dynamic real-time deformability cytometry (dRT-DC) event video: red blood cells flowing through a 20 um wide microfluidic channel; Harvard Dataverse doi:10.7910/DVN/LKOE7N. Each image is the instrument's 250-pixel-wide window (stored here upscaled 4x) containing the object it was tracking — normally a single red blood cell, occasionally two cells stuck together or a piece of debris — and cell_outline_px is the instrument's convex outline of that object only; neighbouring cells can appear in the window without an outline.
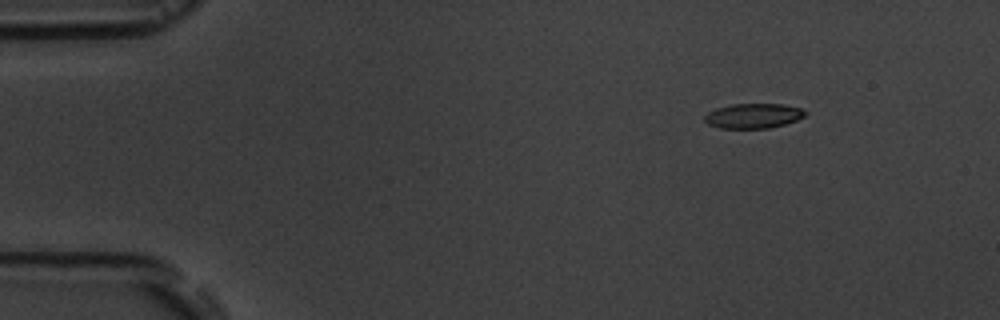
{"species": "common noctule bat (a hibernating species)", "species_latin": "Nyctalus noctula", "temperature_condition": "room temperature", "stored_images_in_passage": 14, "camera_frame_rate_fps": 3000, "um_per_image_px": 0.085, "animal": {"sex": "male", "body_mass_g": 19.5, "forearm_length_mm": 54.6}, "frame": {"image": 1, "passage_image": 3, "time_ms": 2.0, "image_size_px": [1000, 320], "cell_outline_px": [[808, 112], [804, 116], [796, 120], [784, 124], [768, 128], [720, 128], [708, 124], [704, 120], [704, 116], [708, 112], [716, 108], [732, 104], [784, 104], [804, 108]], "centroid_in_image_um": [64.05, 9.83], "position_along_channel_um": 20.9, "area_um2": 14.62}}
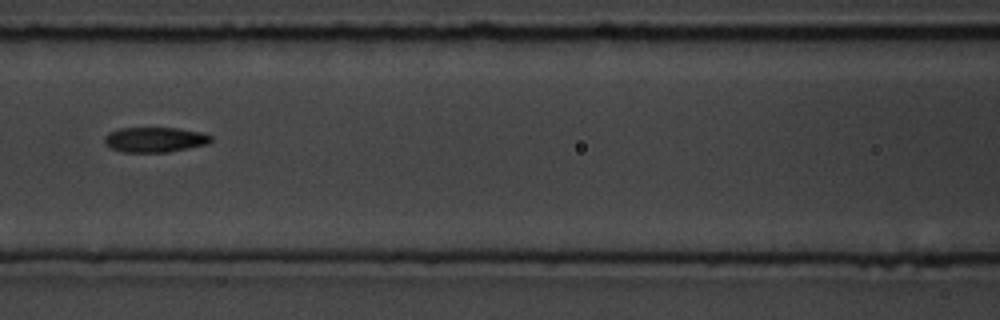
{"frame": {"image": 2, "passage_image": 8, "time_ms": 8.0, "image_size_px": [1000, 320], "cell_outline_px": [[212, 140], [208, 144], [168, 152], [124, 152], [112, 148], [104, 144], [104, 136], [108, 132], [120, 128], [176, 128], [204, 132], [212, 136]], "centroid_in_image_um": [13.17, 11.86], "position_along_channel_um": 153.4, "area_um2": 15.66}}
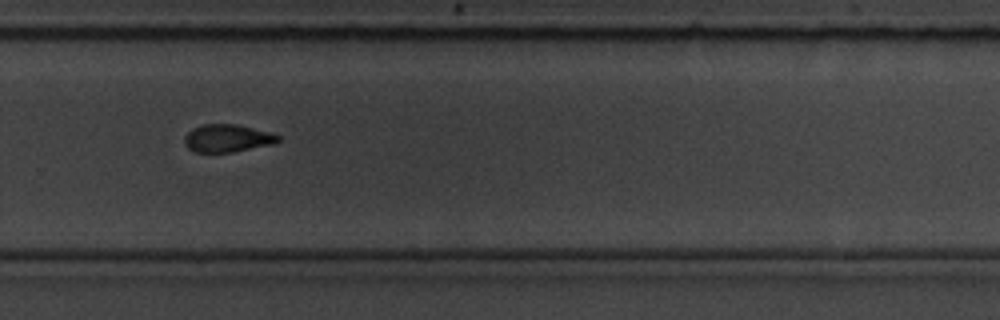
{"frame": {"image": 3, "passage_image": 12, "time_ms": 12.333, "image_size_px": [1000, 320], "cell_outline_px": [[280, 140], [272, 144], [232, 152], [196, 152], [188, 148], [184, 140], [184, 136], [192, 128], [204, 124], [236, 124], [268, 132], [280, 136]], "centroid_in_image_um": [19.3, 11.75], "position_along_channel_um": 310.5, "area_um2": 14.91}, "authors_computed_cell_mechanics": {"area_um2": 15.2592, "velocity_mm_per_s": 3.644, "shape_relaxation_time_tau1_ms": 7.1904, "shape_relaxation_time_tau2_ms": 4.867, "deformation_change_tau1": 0.1542, "deformation_change_tau2": 0.1011}}